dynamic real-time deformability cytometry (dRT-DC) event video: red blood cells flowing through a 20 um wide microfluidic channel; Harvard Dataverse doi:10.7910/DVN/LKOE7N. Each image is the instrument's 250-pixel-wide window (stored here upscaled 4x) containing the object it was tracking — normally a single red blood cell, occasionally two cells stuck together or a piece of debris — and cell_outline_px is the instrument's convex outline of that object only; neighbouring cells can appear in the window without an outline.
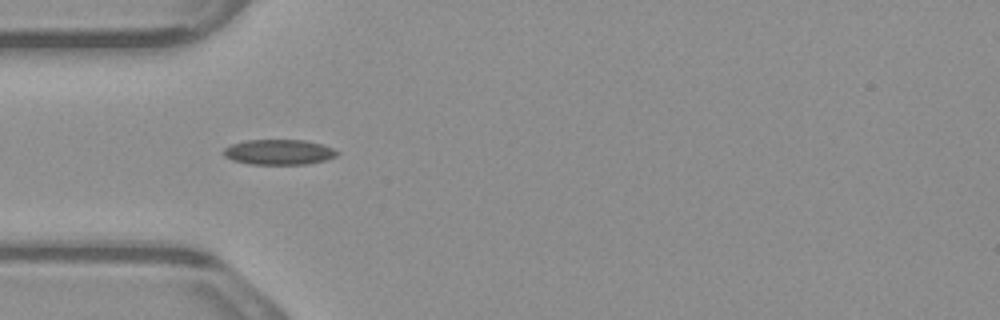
{"species": "common noctule bat (a hibernating species)", "species_latin": "Nyctalus noctula", "temperature_condition": "warm", "stored_images_in_passage": 38, "camera_frame_rate_fps": 3000, "um_per_image_px": 0.085, "animal": {"sex": "male", "body_mass_g": 23.1, "forearm_length_mm": 52.7}, "frame": {"image": 1, "passage_image": 1, "time_ms": 0.0, "image_size_px": [1000, 320], "cell_outline_px": [[340, 152], [336, 156], [324, 160], [308, 164], [248, 164], [232, 160], [224, 156], [224, 148], [232, 144], [248, 140], [304, 140], [320, 144], [332, 148]], "centroid_in_image_um": [23.69, 12.93], "position_along_channel_um": 61.3, "area_um2": 16.59}}
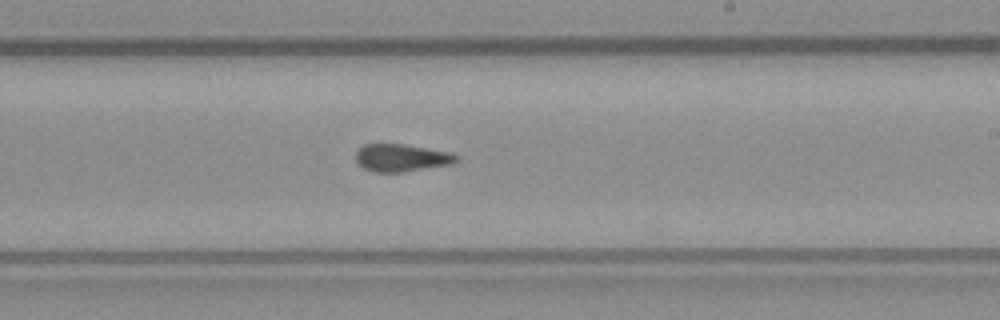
{"frame": {"image": 2, "passage_image": 16, "time_ms": 5.0, "image_size_px": [1000, 320], "cell_outline_px": [[460, 160], [452, 164], [404, 172], [372, 172], [364, 168], [356, 160], [356, 152], [364, 144], [404, 144], [452, 152], [460, 156]], "centroid_in_image_um": [34.19, 13.41], "position_along_channel_um": 254.8, "area_um2": 16.3}}
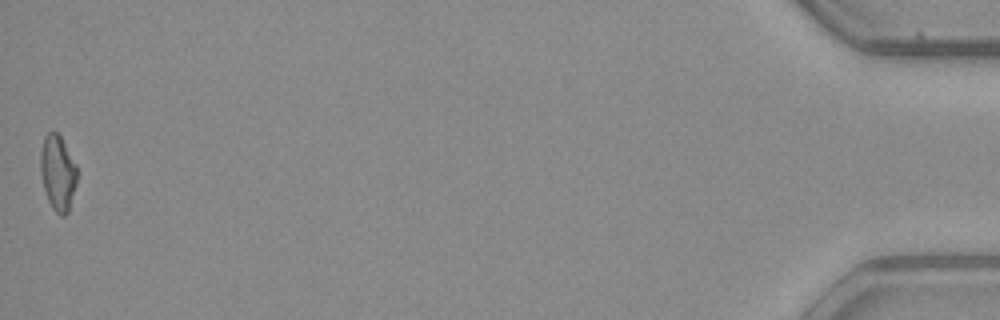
{"frame": {"image": 3, "passage_image": 38, "time_ms": 12.333, "image_size_px": [1000, 320], "cell_outline_px": [[76, 184], [68, 212], [64, 216], [60, 216], [52, 208], [48, 200], [44, 188], [40, 172], [40, 152], [44, 136], [48, 132], [56, 132], [60, 136], [76, 164]], "centroid_in_image_um": [4.89, 14.69], "position_along_channel_um": 430.3, "area_um2": 15.95}, "authors_computed_cell_mechanics": {"area_um2": 16.3574, "velocity_mm_per_s": 3.875, "shape_relaxation_time_tau1_ms": null, "shape_relaxation_time_tau2_ms": 2.2863, "deformation_change_tau1": null, "deformation_change_tau2": 0.1007}}